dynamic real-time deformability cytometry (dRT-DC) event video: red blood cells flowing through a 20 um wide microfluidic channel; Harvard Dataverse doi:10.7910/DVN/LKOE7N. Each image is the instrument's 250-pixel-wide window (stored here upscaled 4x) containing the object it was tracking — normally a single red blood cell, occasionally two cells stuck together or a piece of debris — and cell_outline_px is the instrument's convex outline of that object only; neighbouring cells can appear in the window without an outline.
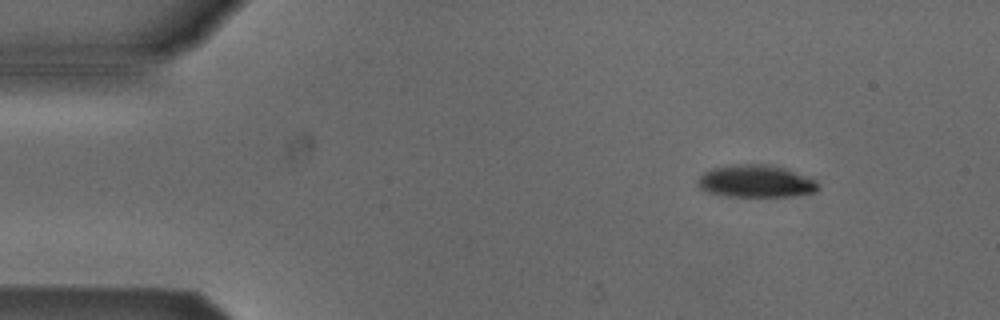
{"species": "Egyptian fruit bat (a non-hibernating species)", "species_latin": "Rousettus aegyptiacus", "temperature_condition": "cold", "stored_images_in_passage": 3, "camera_frame_rate_fps": 3000, "um_per_image_px": 0.085, "animal": {"sex": "male"}, "frame": {"image": 1, "passage_image": 1, "time_ms": 0.0, "image_size_px": [1000, 320], "cell_outline_px": [[820, 188], [816, 192], [792, 196], [728, 196], [704, 192], [696, 184], [696, 180], [704, 172], [712, 168], [736, 164], [772, 164], [784, 168], [816, 180], [820, 184]], "centroid_in_image_um": [64.23, 15.41], "position_along_channel_um": 20.8, "area_um2": 22.95}}